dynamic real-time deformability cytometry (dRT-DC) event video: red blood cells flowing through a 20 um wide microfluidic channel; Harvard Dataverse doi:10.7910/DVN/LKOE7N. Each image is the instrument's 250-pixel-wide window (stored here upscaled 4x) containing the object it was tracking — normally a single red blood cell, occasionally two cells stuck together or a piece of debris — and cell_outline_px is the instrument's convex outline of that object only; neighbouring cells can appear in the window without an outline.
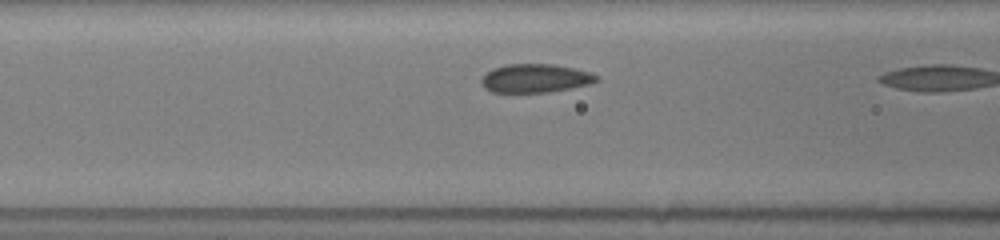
{"species": "common noctule bat (a hibernating species)", "species_latin": "Nyctalus noctula", "temperature_condition": "room temperature", "stored_images_in_passage": 8, "camera_frame_rate_fps": 3000, "um_per_image_px": 0.085, "animal": {"sex": "female", "body_mass_g": 19.5, "forearm_length_mm": 54.1}, "frame": {"image": 1, "passage_image": 7, "time_ms": 2.0, "image_size_px": [1000, 240], "cell_outline_px": [[600, 80], [588, 84], [548, 92], [492, 92], [484, 88], [480, 80], [492, 68], [504, 64], [552, 64], [572, 68], [588, 72], [600, 76]], "centroid_in_image_um": [45.48, 6.65], "position_along_channel_um": 121.1, "area_um2": 19.02}}